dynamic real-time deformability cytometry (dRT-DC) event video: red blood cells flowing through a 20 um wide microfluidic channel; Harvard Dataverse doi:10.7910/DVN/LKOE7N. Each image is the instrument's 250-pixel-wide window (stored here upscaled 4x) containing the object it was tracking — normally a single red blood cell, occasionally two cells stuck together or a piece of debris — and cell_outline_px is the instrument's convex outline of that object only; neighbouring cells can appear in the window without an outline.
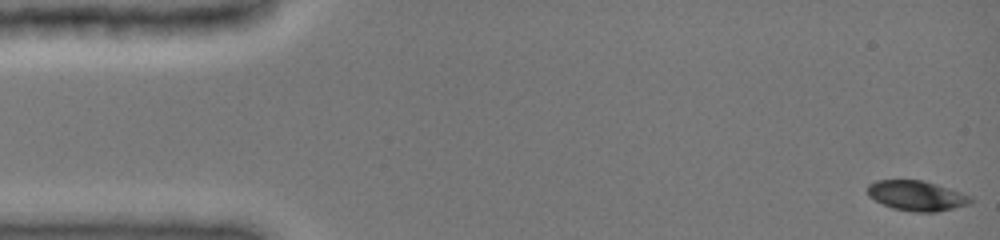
{"species": "common noctule bat (a hibernating species)", "species_latin": "Nyctalus noctula", "temperature_condition": "cold", "stored_images_in_passage": 45, "camera_frame_rate_fps": 3000, "um_per_image_px": 0.085, "animal": {"sex": "female", "body_mass_g": 19.0, "forearm_length_mm": 51.5}, "frame": {"image": 1, "passage_image": 1, "time_ms": 0.0, "image_size_px": [1000, 240], "cell_outline_px": [[972, 200], [968, 204], [936, 212], [916, 212], [892, 208], [868, 196], [868, 184], [876, 180], [924, 180], [972, 196]], "centroid_in_image_um": [77.9, 16.63], "position_along_channel_um": 7.1, "area_um2": 17.86}}
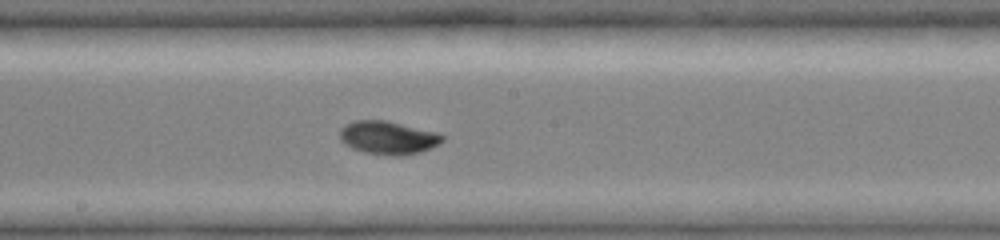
{"frame": {"image": 2, "passage_image": 26, "time_ms": 8.333, "image_size_px": [1000, 240], "cell_outline_px": [[444, 140], [440, 144], [420, 152], [400, 156], [392, 156], [364, 152], [352, 148], [344, 144], [340, 140], [340, 128], [344, 124], [356, 120], [384, 120], [436, 132], [444, 136]], "centroid_in_image_um": [32.96, 11.71], "position_along_channel_um": 215.2, "area_um2": 19.88}}
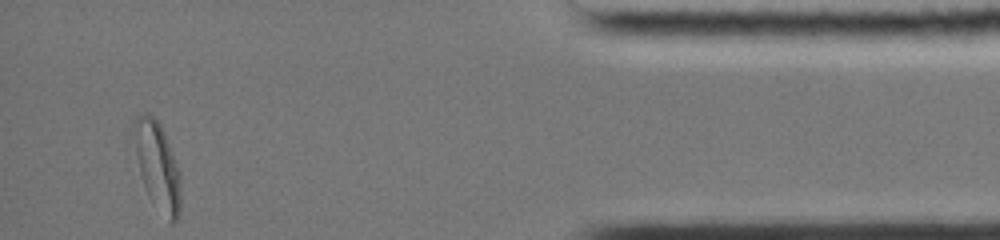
{"frame": {"image": 3, "passage_image": 45, "time_ms": 14.667, "image_size_px": [1000, 240], "cell_outline_px": [[180, 216], [172, 224], [148, 196], [144, 188], [140, 172], [136, 152], [132, 124], [132, 120], [136, 116], [144, 112], [148, 112], [160, 124], [164, 132], [180, 172]], "centroid_in_image_um": [13.38, 14.07], "position_along_channel_um": 421.8, "area_um2": 23.81}, "authors_computed_cell_mechanics": {"area_um2": 18.9006, "velocity_mm_per_s": 3.9862, "shape_relaxation_time_tau1_ms": 2.7647, "shape_relaxation_time_tau2_ms": null, "deformation_change_tau1": 0.1361, "deformation_change_tau2": null}}